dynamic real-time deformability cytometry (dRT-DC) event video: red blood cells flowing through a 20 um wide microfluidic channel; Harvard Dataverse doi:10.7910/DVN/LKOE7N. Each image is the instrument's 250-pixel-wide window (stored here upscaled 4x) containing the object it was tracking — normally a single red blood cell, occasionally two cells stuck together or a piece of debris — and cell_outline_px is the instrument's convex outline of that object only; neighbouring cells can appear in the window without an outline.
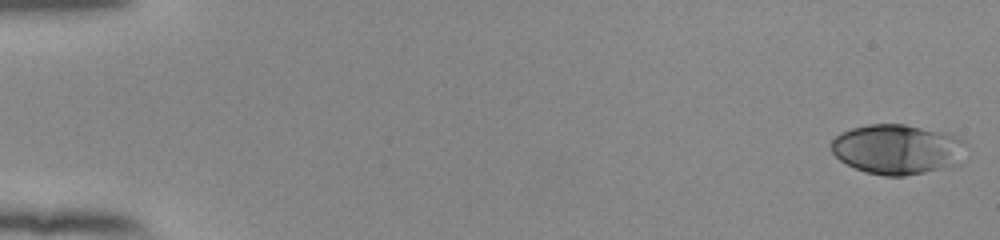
{"species": "human", "species_latin": "Homo sapiens", "temperature_condition": "room temperature", "stored_images_in_passage": 53, "camera_frame_rate_fps": 3000, "um_per_image_px": 0.085, "donor": {"sex": "female"}, "frame": {"image": 1, "passage_image": 1, "time_ms": 0.0, "image_size_px": [1000, 240], "cell_outline_px": [[960, 140], [956, 164], [924, 172], [904, 176], [884, 176], [868, 172], [856, 168], [840, 160], [832, 152], [832, 140], [840, 132], [852, 128], [868, 124], [904, 124], [944, 132], [960, 136]], "centroid_in_image_um": [76.15, 12.67], "position_along_channel_um": 8.8, "area_um2": 38.21}}
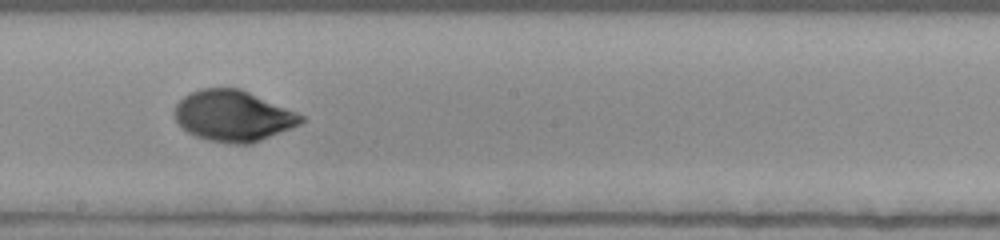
{"frame": {"image": 2, "passage_image": 31, "time_ms": 10.0, "image_size_px": [1000, 240], "cell_outline_px": [[304, 120], [300, 124], [260, 140], [248, 144], [228, 144], [208, 140], [196, 136], [188, 132], [176, 120], [176, 104], [184, 96], [200, 88], [240, 88], [296, 112], [304, 116]], "centroid_in_image_um": [19.81, 9.85], "position_along_channel_um": 228.4, "area_um2": 37.05}}
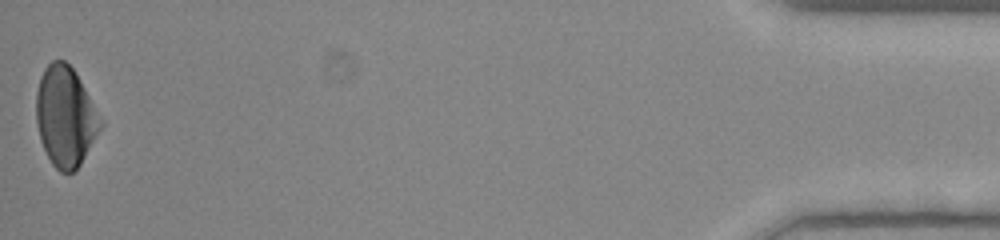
{"frame": {"image": 3, "passage_image": 53, "time_ms": 17.333, "image_size_px": [1000, 240], "cell_outline_px": [[104, 124], [80, 164], [72, 172], [60, 172], [52, 164], [40, 140], [36, 120], [36, 92], [40, 76], [44, 68], [52, 60], [64, 60], [76, 72]], "centroid_in_image_um": [5.54, 9.89], "position_along_channel_um": 429.7, "area_um2": 37.28}, "authors_computed_cell_mechanics": {"area_um2": 36.6452, "velocity_mm_per_s": 3.9292, "shape_relaxation_time_tau1_ms": 4.2996, "shape_relaxation_time_tau2_ms": 0.9024, "deformation_change_tau1": 0.1942, "deformation_change_tau2": 0.0368}}